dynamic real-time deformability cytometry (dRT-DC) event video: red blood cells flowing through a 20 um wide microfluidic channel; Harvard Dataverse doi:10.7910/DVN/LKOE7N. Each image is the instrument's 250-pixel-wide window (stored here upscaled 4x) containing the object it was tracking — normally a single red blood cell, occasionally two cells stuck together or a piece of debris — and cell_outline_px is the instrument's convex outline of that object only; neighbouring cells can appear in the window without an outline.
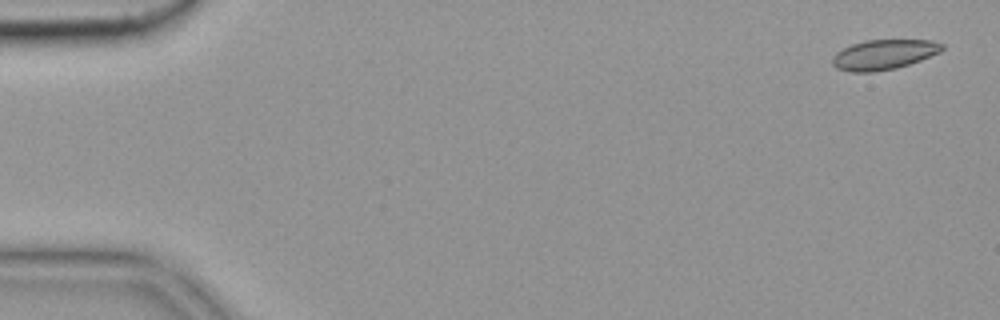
{"species": "common noctule bat (a hibernating species)", "species_latin": "Nyctalus noctula", "temperature_condition": "cold", "stored_images_in_passage": 55, "camera_frame_rate_fps": 3000, "um_per_image_px": 0.085, "animal": {"sex": "female", "body_mass_g": 19.9}, "frame": {"image": 1, "passage_image": 2, "time_ms": 0.333, "image_size_px": [1000, 320], "cell_outline_px": [[944, 48], [940, 52], [920, 60], [896, 68], [872, 72], [848, 72], [836, 68], [832, 64], [832, 56], [836, 52], [852, 44], [864, 40], [932, 40], [944, 44]], "centroid_in_image_um": [75.1, 4.64], "position_along_channel_um": 9.9, "area_um2": 19.19}}
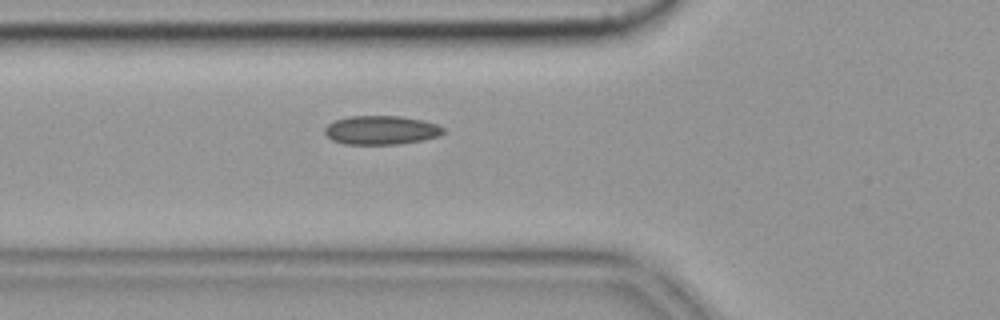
{"frame": {"image": 2, "passage_image": 20, "time_ms": 6.333, "image_size_px": [1000, 320], "cell_outline_px": [[444, 132], [440, 136], [400, 144], [344, 144], [332, 140], [324, 132], [324, 128], [328, 124], [336, 120], [348, 116], [400, 116], [420, 120], [436, 124], [444, 128]], "centroid_in_image_um": [32.38, 11.06], "position_along_channel_um": 93.4, "area_um2": 19.83}}
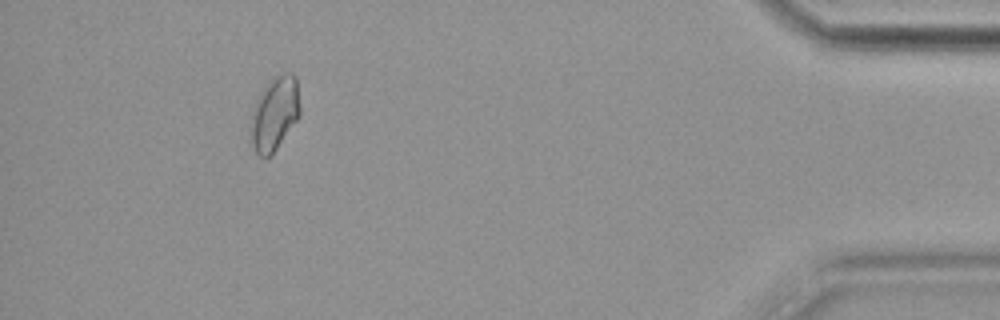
{"frame": {"image": 3, "passage_image": 51, "time_ms": 16.667, "image_size_px": [1000, 320], "cell_outline_px": [[300, 116], [276, 148], [264, 160], [256, 152], [248, 140], [248, 124], [252, 108], [260, 92], [272, 76], [284, 72], [292, 72], [296, 76], [300, 104]], "centroid_in_image_um": [23.29, 9.64], "position_along_channel_um": 411.9, "area_um2": 21.96}, "authors_computed_cell_mechanics": {"area_um2": 19.4786, "velocity_mm_per_s": 3.6316, "shape_relaxation_time_tau1_ms": null, "shape_relaxation_time_tau2_ms": 4.6856, "deformation_change_tau1": null, "deformation_change_tau2": 0.0802}}